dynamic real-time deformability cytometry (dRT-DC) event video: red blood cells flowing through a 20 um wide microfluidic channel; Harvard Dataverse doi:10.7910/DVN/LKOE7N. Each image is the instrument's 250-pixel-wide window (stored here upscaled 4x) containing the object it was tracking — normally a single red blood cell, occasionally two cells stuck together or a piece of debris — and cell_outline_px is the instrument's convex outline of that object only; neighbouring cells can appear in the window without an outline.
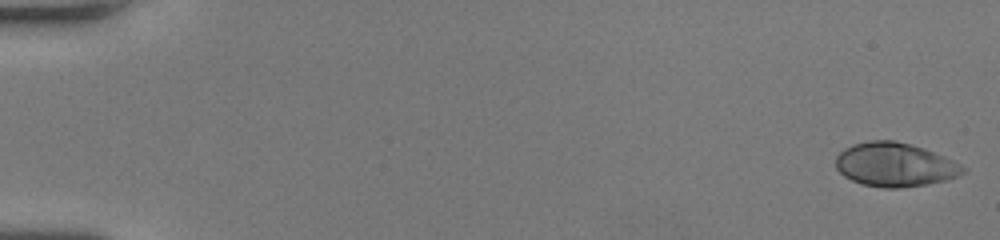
{"species": "human", "species_latin": "Homo sapiens", "temperature_condition": "room temperature", "stored_images_in_passage": 52, "camera_frame_rate_fps": 3000, "um_per_image_px": 0.085, "donor": {"sex": "female"}, "frame": {"image": 1, "passage_image": 1, "time_ms": 0.0, "image_size_px": [1000, 240], "cell_outline_px": [[968, 168], [964, 172], [956, 176], [944, 180], [928, 184], [900, 188], [884, 188], [860, 184], [844, 176], [836, 168], [836, 156], [844, 148], [852, 144], [872, 140], [896, 140], [912, 144], [924, 148], [944, 156]], "centroid_in_image_um": [76.05, 13.99], "position_along_channel_um": 9.0, "area_um2": 32.66}}
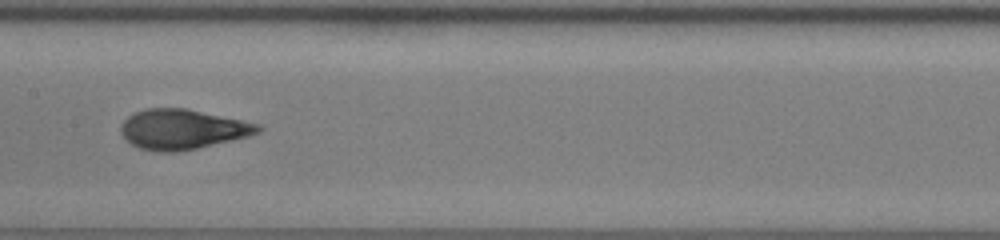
{"frame": {"image": 2, "passage_image": 28, "time_ms": 9.0, "image_size_px": [1000, 240], "cell_outline_px": [[264, 128], [260, 132], [248, 136], [196, 148], [176, 152], [156, 152], [140, 148], [132, 144], [120, 132], [120, 124], [128, 116], [144, 108], [184, 108], [260, 124]], "centroid_in_image_um": [15.49, 10.99], "position_along_channel_um": 191.9, "area_um2": 31.67}}
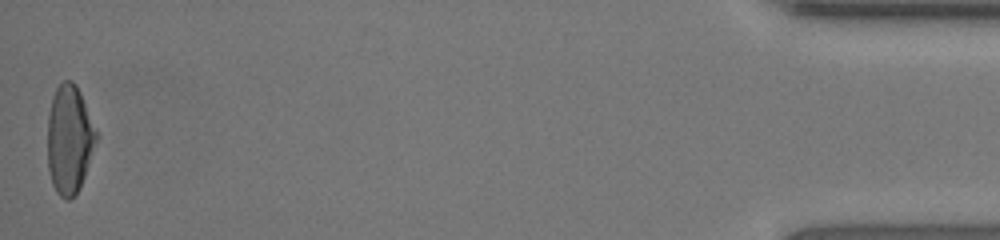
{"frame": {"image": 3, "passage_image": 52, "time_ms": 17.0, "image_size_px": [1000, 240], "cell_outline_px": [[96, 140], [80, 188], [68, 200], [64, 200], [56, 192], [52, 184], [48, 168], [48, 112], [52, 96], [56, 88], [64, 80], [72, 80], [76, 84], [80, 92], [96, 132]], "centroid_in_image_um": [5.86, 11.84], "position_along_channel_um": 429.3, "area_um2": 30.4}, "authors_computed_cell_mechanics": {"area_um2": 31.2409, "velocity_mm_per_s": 4.0792, "shape_relaxation_time_tau1_ms": 5.3115, "shape_relaxation_time_tau2_ms": null, "deformation_change_tau1": 0.2623, "deformation_change_tau2": null}}